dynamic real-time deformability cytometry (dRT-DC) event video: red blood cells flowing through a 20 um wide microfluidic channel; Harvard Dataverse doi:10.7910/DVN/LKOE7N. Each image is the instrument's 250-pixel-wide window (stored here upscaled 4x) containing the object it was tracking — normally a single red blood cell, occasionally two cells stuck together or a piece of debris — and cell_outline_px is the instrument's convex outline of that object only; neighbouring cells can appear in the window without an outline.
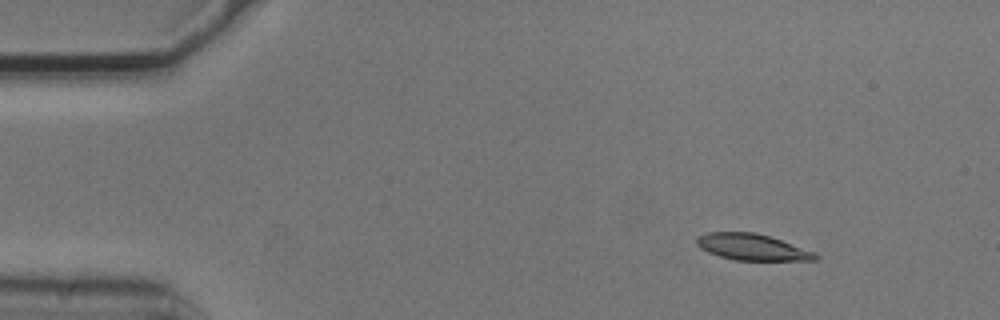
{"species": "common noctule bat (a hibernating species)", "species_latin": "Nyctalus noctula", "temperature_condition": "cold", "stored_images_in_passage": 3, "camera_frame_rate_fps": 3000, "um_per_image_px": 0.085, "animal": {"sex": "male", "body_mass_g": 20.5, "forearm_length_mm": 52.5}, "frame": {"image": 1, "passage_image": 1, "time_ms": 0.0, "image_size_px": [1000, 320], "cell_outline_px": [[820, 256], [816, 260], [736, 260], [720, 256], [708, 252], [700, 248], [696, 244], [696, 236], [708, 232], [756, 232], [816, 252]], "centroid_in_image_um": [63.92, 21.0], "position_along_channel_um": 21.1, "area_um2": 18.15}}